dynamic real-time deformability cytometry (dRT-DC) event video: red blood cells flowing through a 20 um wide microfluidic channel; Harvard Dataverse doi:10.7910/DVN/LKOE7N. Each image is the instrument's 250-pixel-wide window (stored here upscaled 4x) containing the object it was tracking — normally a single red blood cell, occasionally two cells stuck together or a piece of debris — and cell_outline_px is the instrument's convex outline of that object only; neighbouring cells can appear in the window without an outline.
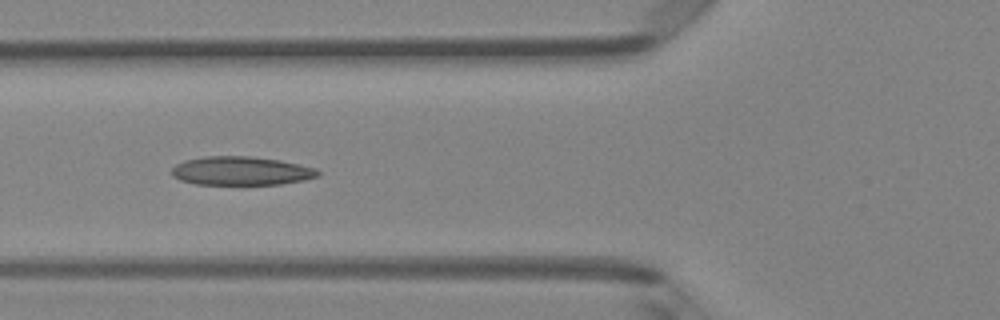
{"species": "Egyptian fruit bat (a non-hibernating species)", "species_latin": "Rousettus aegyptiacus", "temperature_condition": "room temperature", "stored_images_in_passage": 6, "camera_frame_rate_fps": 3000, "um_per_image_px": 0.085, "animal": {"sex": "female"}, "frame": {"image": 1, "passage_image": 6, "time_ms": 5.667, "image_size_px": [1000, 320], "cell_outline_px": [[320, 176], [304, 180], [280, 184], [196, 184], [180, 180], [172, 176], [172, 168], [176, 164], [184, 160], [204, 156], [252, 156], [280, 160], [316, 168], [320, 172]], "centroid_in_image_um": [20.5, 14.52], "position_along_channel_um": 105.3, "area_um2": 24.51}}